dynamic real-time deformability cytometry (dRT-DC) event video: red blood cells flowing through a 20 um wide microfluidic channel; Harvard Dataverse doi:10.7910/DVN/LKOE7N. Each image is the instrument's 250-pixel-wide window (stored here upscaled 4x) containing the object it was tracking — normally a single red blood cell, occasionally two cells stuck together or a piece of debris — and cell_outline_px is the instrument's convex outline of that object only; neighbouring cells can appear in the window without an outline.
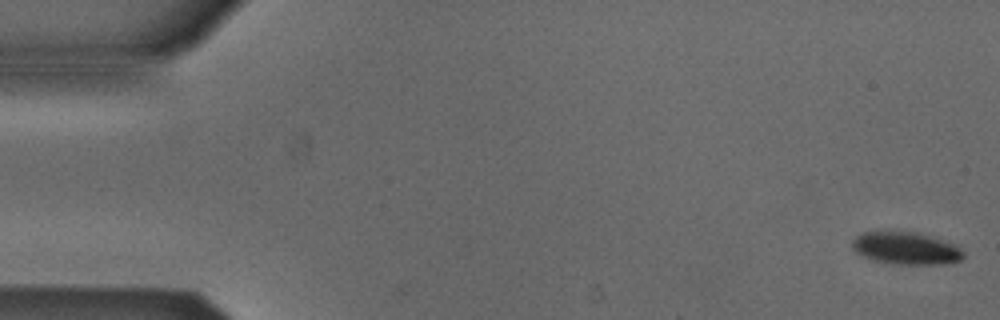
{"species": "Egyptian fruit bat (a non-hibernating species)", "species_latin": "Rousettus aegyptiacus", "temperature_condition": "cold", "stored_images_in_passage": 53, "camera_frame_rate_fps": 3000, "um_per_image_px": 0.085, "animal": {"sex": "male"}, "frame": {"image": 1, "passage_image": 1, "time_ms": 0.0, "image_size_px": [1000, 320], "cell_outline_px": [[964, 256], [960, 260], [940, 264], [896, 264], [872, 260], [856, 252], [852, 248], [852, 240], [860, 232], [920, 232], [956, 244], [964, 252]], "centroid_in_image_um": [77.01, 21.09], "position_along_channel_um": 8.0, "area_um2": 21.04}}
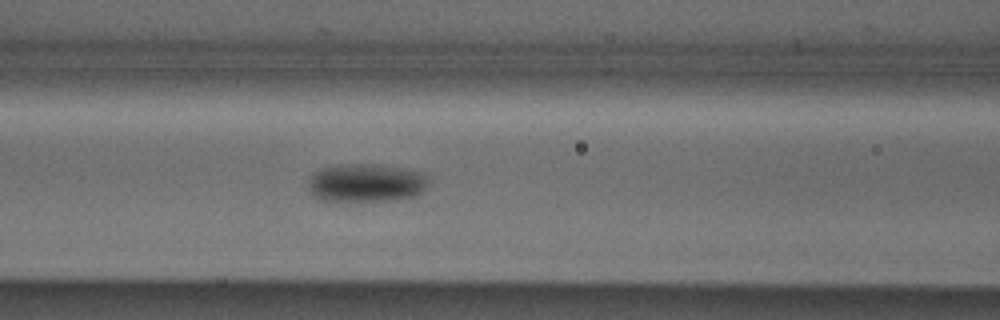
{"frame": {"image": 2, "passage_image": 22, "time_ms": 7.0, "image_size_px": [1000, 320], "cell_outline_px": [[424, 188], [416, 196], [396, 200], [320, 200], [312, 196], [308, 188], [308, 180], [316, 172], [324, 168], [340, 164], [372, 164], [400, 168], [420, 172], [424, 176]], "centroid_in_image_um": [31.04, 15.55], "position_along_channel_um": 135.6, "area_um2": 26.24}}
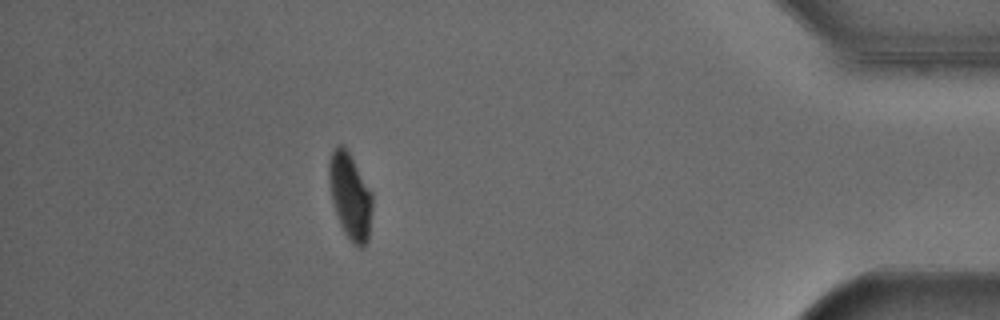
{"frame": {"image": 3, "passage_image": 47, "time_ms": 15.333, "image_size_px": [1000, 320], "cell_outline_px": [[372, 208], [368, 240], [364, 248], [356, 248], [352, 244], [344, 232], [340, 224], [332, 200], [328, 180], [328, 164], [332, 152], [340, 144], [348, 152], [372, 192]], "centroid_in_image_um": [29.77, 16.74], "position_along_channel_um": 405.4, "area_um2": 21.56}, "authors_computed_cell_mechanics": {"area_um2": 23.1778, "velocity_mm_per_s": 3.8566, "shape_relaxation_time_tau1_ms": 2.4574, "shape_relaxation_time_tau2_ms": null, "deformation_change_tau1": 0.0841, "deformation_change_tau2": null}}